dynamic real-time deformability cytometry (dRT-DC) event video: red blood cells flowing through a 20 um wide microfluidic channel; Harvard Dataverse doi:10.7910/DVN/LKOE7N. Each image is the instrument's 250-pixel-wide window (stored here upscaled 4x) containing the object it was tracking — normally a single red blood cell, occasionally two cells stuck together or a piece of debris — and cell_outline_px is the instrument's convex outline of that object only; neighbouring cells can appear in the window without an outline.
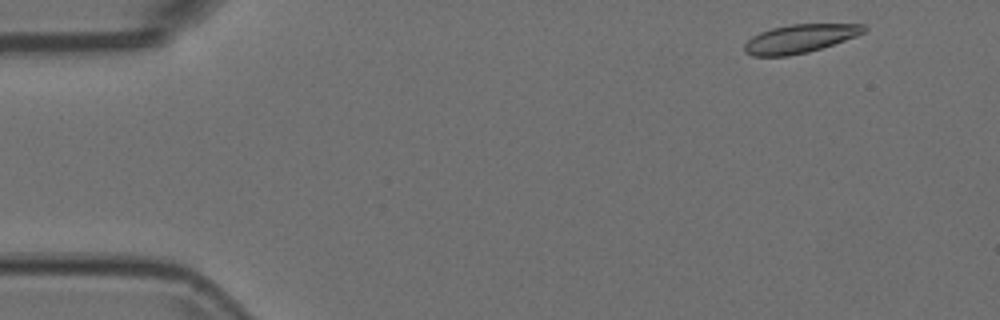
{"species": "Egyptian fruit bat (a non-hibernating species)", "species_latin": "Rousettus aegyptiacus", "temperature_condition": "room temperature", "stored_images_in_passage": 51, "camera_frame_rate_fps": 3000, "um_per_image_px": 0.085, "animal": {"sex": "female"}, "frame": {"image": 1, "passage_image": 2, "time_ms": 0.333, "image_size_px": [1000, 320], "cell_outline_px": [[868, 28], [864, 32], [856, 36], [808, 52], [788, 56], [752, 56], [744, 52], [744, 44], [752, 36], [760, 32], [772, 28], [792, 24], [864, 24]], "centroid_in_image_um": [67.96, 3.28], "position_along_channel_um": 17.0, "area_um2": 19.71}}
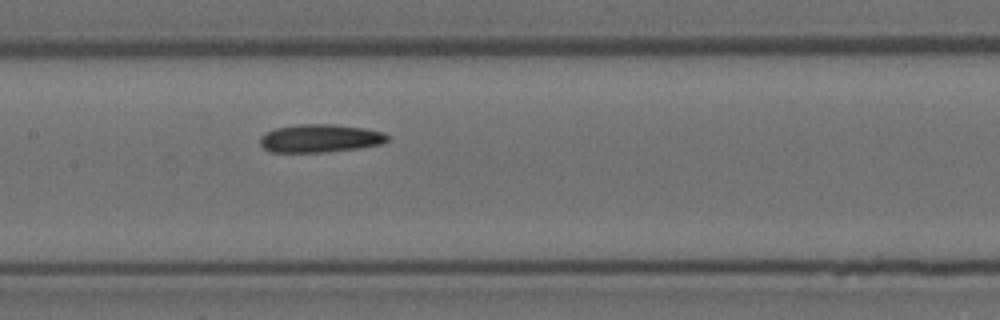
{"frame": {"image": 2, "passage_image": 23, "time_ms": 7.333, "image_size_px": [1000, 320], "cell_outline_px": [[388, 140], [380, 144], [356, 148], [320, 152], [272, 152], [264, 148], [260, 144], [260, 136], [276, 128], [296, 124], [336, 124], [364, 128], [384, 132], [388, 136]], "centroid_in_image_um": [27.19, 11.74], "position_along_channel_um": 180.2, "area_um2": 20.69}}
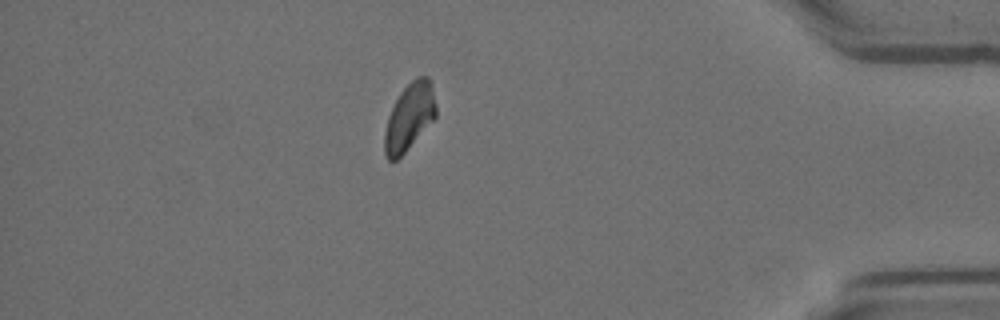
{"frame": {"image": 3, "passage_image": 44, "time_ms": 14.333, "image_size_px": [1000, 320], "cell_outline_px": [[436, 116], [404, 152], [396, 160], [388, 160], [384, 152], [384, 132], [388, 116], [400, 92], [416, 76], [428, 76], [432, 84], [436, 104]], "centroid_in_image_um": [34.79, 9.9], "position_along_channel_um": 400.4, "area_um2": 19.83}}